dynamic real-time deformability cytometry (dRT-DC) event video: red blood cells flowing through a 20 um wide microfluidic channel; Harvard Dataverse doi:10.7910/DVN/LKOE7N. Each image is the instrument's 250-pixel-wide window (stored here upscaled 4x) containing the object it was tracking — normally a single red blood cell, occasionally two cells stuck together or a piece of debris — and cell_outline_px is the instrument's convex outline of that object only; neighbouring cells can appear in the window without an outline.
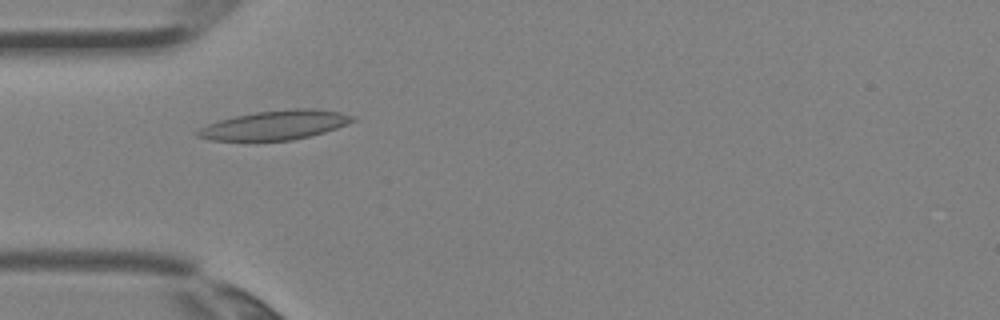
{"species": "Egyptian fruit bat (a non-hibernating species)", "species_latin": "Rousettus aegyptiacus", "temperature_condition": "room temperature", "stored_images_in_passage": 5, "camera_frame_rate_fps": 3000, "um_per_image_px": 0.085, "animal": {"sex": "female"}, "frame": {"image": 1, "passage_image": 4, "time_ms": 1.0, "image_size_px": [1000, 320], "cell_outline_px": [[356, 120], [348, 124], [324, 132], [292, 140], [208, 140], [196, 136], [196, 132], [200, 128], [208, 124], [220, 120], [236, 116], [256, 112], [296, 108], [312, 108], [340, 112], [356, 116]], "centroid_in_image_um": [23.42, 10.62], "position_along_channel_um": 61.6, "area_um2": 26.18}}
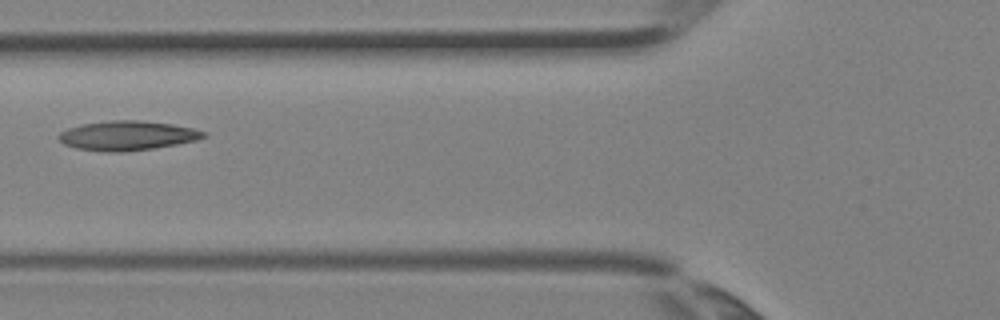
{"frame": {"image": 2, "passage_image": 5, "time_ms": 1.333, "image_size_px": [1000, 320], "cell_outline_px": [[208, 136], [196, 140], [176, 144], [152, 148], [120, 152], [104, 152], [76, 148], [64, 144], [56, 136], [60, 132], [68, 128], [80, 124], [108, 120], [136, 120], [172, 124], [192, 128], [208, 132]], "centroid_in_image_um": [10.8, 11.52], "position_along_channel_um": 115.0, "area_um2": 24.91}}